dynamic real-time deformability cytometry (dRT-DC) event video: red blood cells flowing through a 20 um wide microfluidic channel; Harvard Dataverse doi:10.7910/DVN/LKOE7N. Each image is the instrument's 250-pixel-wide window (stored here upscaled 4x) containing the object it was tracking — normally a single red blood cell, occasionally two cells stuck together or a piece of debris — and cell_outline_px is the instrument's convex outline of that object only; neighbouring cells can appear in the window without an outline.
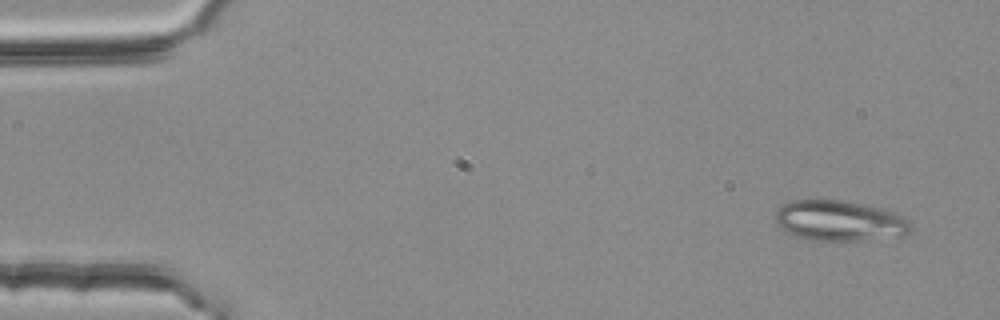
{"species": "common noctule bat (a hibernating species)", "species_latin": "Nyctalus noctula", "temperature_condition": "room temperature", "stored_images_in_passage": 3, "camera_frame_rate_fps": 3000, "um_per_image_px": 0.085, "animal": {"sex": "female", "body_mass_g": 25.1}, "frame": {"image": 1, "passage_image": 1, "time_ms": 0.0, "image_size_px": [1000, 320], "cell_outline_px": [[912, 224], [908, 232], [904, 236], [860, 240], [812, 240], [796, 236], [780, 228], [776, 224], [776, 212], [784, 204], [792, 200], [840, 200], [876, 208], [892, 212], [908, 220]], "centroid_in_image_um": [71.33, 18.78], "position_along_channel_um": 13.7, "area_um2": 31.33}}